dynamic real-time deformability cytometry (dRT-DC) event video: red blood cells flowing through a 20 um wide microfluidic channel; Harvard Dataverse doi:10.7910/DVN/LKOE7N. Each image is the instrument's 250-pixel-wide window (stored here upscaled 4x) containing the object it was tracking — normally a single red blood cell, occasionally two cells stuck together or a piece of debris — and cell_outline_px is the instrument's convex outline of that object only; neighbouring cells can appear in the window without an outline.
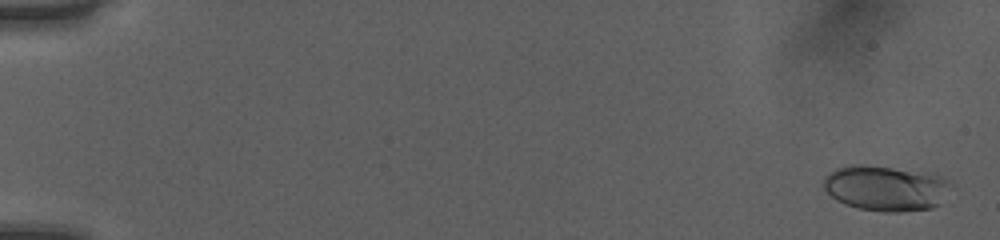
{"species": "human", "species_latin": "Homo sapiens", "temperature_condition": "room temperature", "stored_images_in_passage": 52, "camera_frame_rate_fps": 3000, "um_per_image_px": 0.085, "donor": {"sex": "female"}, "frame": {"image": 1, "passage_image": 2, "time_ms": 0.333, "image_size_px": [1000, 240], "cell_outline_px": [[948, 180], [940, 204], [932, 208], [900, 212], [884, 212], [860, 208], [844, 204], [836, 200], [824, 188], [824, 176], [836, 168], [852, 164], [864, 164], [928, 172], [940, 176]], "centroid_in_image_um": [75.22, 15.98], "position_along_channel_um": 9.8, "area_um2": 33.41}}
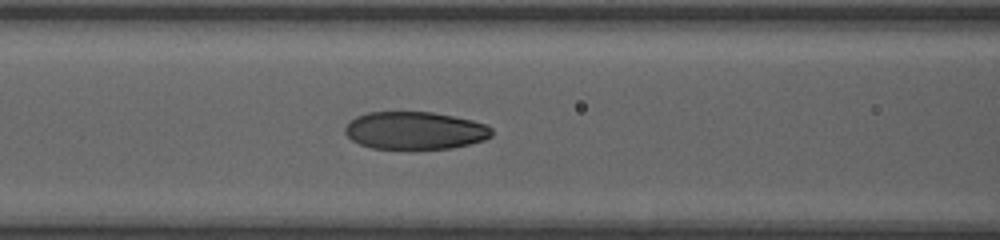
{"frame": {"image": 2, "passage_image": 24, "time_ms": 7.667, "image_size_px": [1000, 240], "cell_outline_px": [[492, 136], [484, 140], [452, 148], [372, 148], [360, 144], [352, 140], [344, 132], [344, 128], [356, 116], [368, 112], [432, 112], [472, 120], [484, 124], [492, 128]], "centroid_in_image_um": [35.27, 11.09], "position_along_channel_um": 131.3, "area_um2": 31.91}}
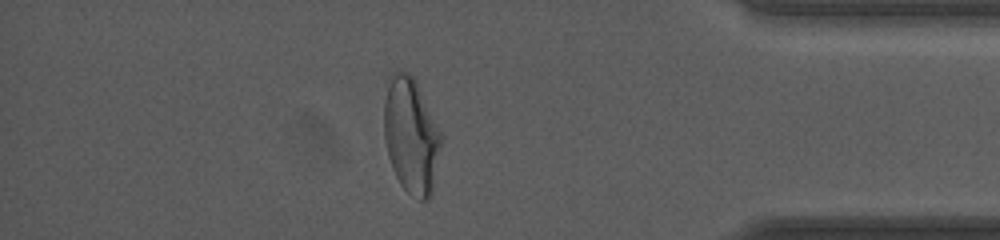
{"frame": {"image": 3, "passage_image": 46, "time_ms": 15.0, "image_size_px": [1000, 240], "cell_outline_px": [[440, 148], [432, 192], [428, 200], [420, 200], [408, 192], [400, 184], [392, 168], [388, 156], [384, 136], [384, 100], [388, 76], [392, 72], [408, 72], [416, 80], [440, 132]], "centroid_in_image_um": [34.91, 11.5], "position_along_channel_um": 400.3, "area_um2": 38.21}, "authors_computed_cell_mechanics": {"area_um2": 33.0905, "velocity_mm_per_s": 4.0397, "shape_relaxation_time_tau1_ms": 6.0767, "shape_relaxation_time_tau2_ms": 0.9582, "deformation_change_tau1": 0.1982, "deformation_change_tau2": 0.0598}}